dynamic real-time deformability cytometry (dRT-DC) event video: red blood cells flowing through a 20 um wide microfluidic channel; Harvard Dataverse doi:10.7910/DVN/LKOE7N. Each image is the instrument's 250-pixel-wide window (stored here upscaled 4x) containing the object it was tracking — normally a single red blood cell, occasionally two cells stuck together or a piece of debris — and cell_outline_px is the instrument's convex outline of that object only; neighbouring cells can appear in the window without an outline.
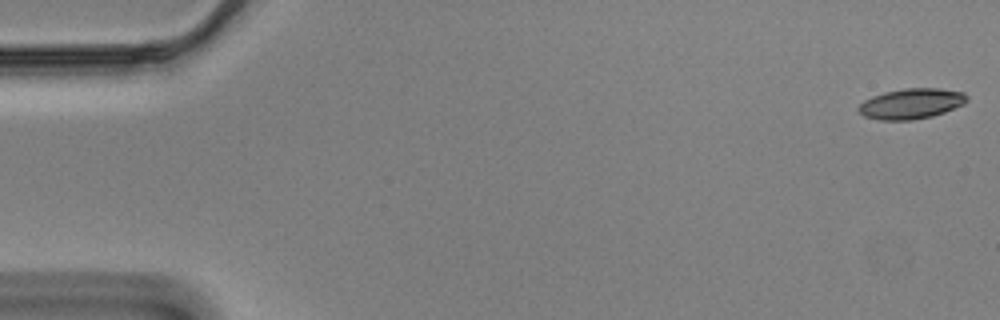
{"species": "Egyptian fruit bat (a non-hibernating species)", "species_latin": "Rousettus aegyptiacus", "temperature_condition": "cold", "stored_images_in_passage": 57, "camera_frame_rate_fps": 3000, "um_per_image_px": 0.085, "animal": {"sex": "male"}, "frame": {"image": 1, "passage_image": 1, "time_ms": 0.0, "image_size_px": [1000, 320], "cell_outline_px": [[968, 100], [964, 104], [944, 112], [932, 116], [912, 120], [880, 120], [864, 116], [856, 108], [864, 100], [872, 96], [884, 92], [904, 88], [940, 88], [964, 92], [968, 96]], "centroid_in_image_um": [77.46, 8.8], "position_along_channel_um": 7.5, "area_um2": 19.31}}
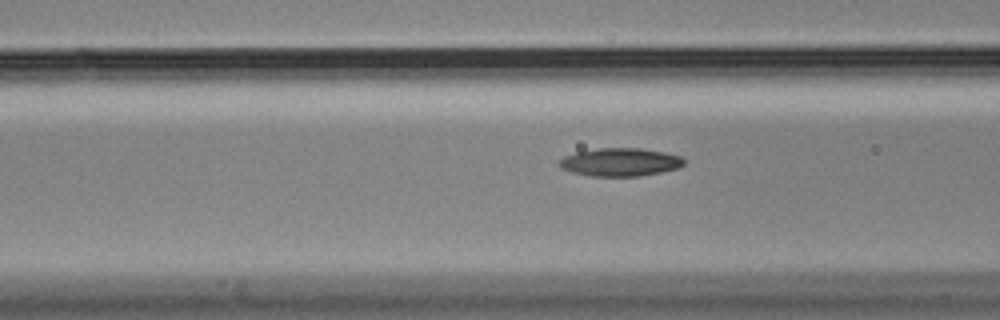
{"frame": {"image": 2, "passage_image": 22, "time_ms": 7.0, "image_size_px": [1000, 320], "cell_outline_px": [[684, 164], [676, 168], [660, 172], [640, 176], [592, 176], [572, 172], [560, 168], [556, 164], [564, 156], [576, 152], [600, 148], [640, 148], [664, 152], [680, 156], [684, 160]], "centroid_in_image_um": [52.67, 13.78], "position_along_channel_um": 113.9, "area_um2": 20.35}}
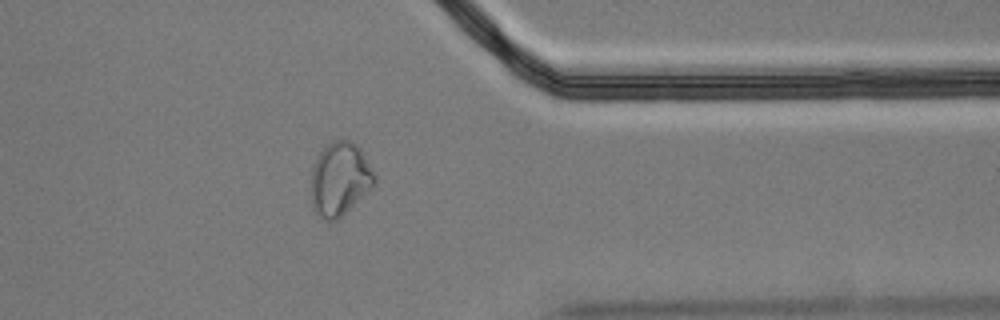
{"frame": {"image": 3, "passage_image": 46, "time_ms": 15.0, "image_size_px": [1000, 320], "cell_outline_px": [[376, 184], [372, 188], [336, 220], [324, 220], [312, 208], [312, 164], [320, 152], [332, 140], [348, 140], [356, 144], [360, 148], [376, 176]], "centroid_in_image_um": [28.89, 15.2], "position_along_channel_um": 382.5, "area_um2": 26.93}, "authors_computed_cell_mechanics": {"area_um2": 19.9988, "velocity_mm_per_s": 3.4875, "shape_relaxation_time_tau1_ms": 10.7739, "shape_relaxation_time_tau2_ms": 7.9512, "deformation_change_tau1": 0.2503, "deformation_change_tau2": 0.1459}}